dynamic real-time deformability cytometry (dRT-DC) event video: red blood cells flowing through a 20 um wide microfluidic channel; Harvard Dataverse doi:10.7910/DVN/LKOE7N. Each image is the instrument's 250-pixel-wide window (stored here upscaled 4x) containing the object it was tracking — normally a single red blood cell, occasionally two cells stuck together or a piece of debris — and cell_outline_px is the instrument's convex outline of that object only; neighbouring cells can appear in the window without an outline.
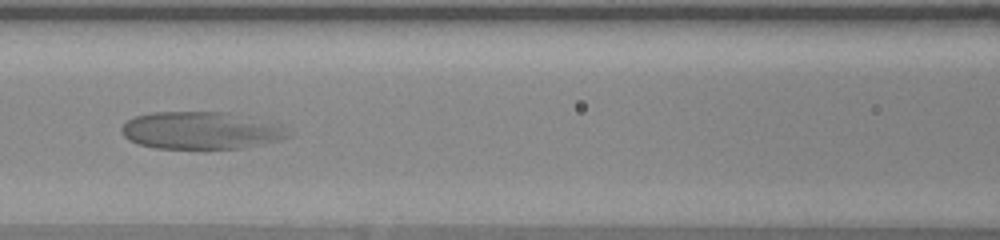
{"species": "human", "species_latin": "Homo sapiens", "temperature_condition": "warm", "stored_images_in_passage": 43, "camera_frame_rate_fps": 3000, "um_per_image_px": 0.085, "donor": {"sex": "female"}, "frame": {"image": 1, "passage_image": 15, "time_ms": 4.667, "image_size_px": [1000, 240], "cell_outline_px": [[296, 132], [292, 136], [276, 140], [240, 148], [156, 148], [136, 144], [128, 140], [124, 136], [120, 128], [128, 120], [136, 116], [152, 112], [228, 112], [248, 116], [280, 124]], "centroid_in_image_um": [17.12, 11.08], "position_along_channel_um": 149.5, "area_um2": 36.53}}
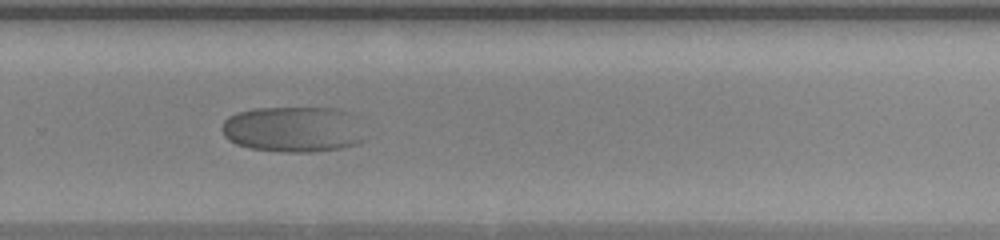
{"frame": {"image": 2, "passage_image": 27, "time_ms": 8.667, "image_size_px": [1000, 240], "cell_outline_px": [[364, 140], [356, 144], [340, 148], [308, 152], [280, 152], [252, 148], [236, 144], [228, 140], [224, 136], [220, 128], [224, 120], [228, 116], [236, 112], [256, 108], [336, 108], [348, 112]], "centroid_in_image_um": [24.8, 10.99], "position_along_channel_um": 305.0, "area_um2": 37.74}}
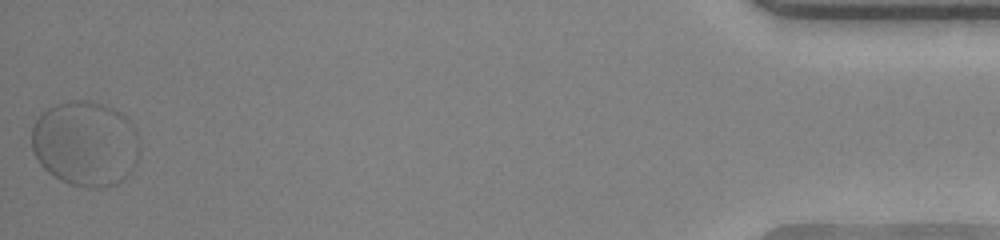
{"frame": {"image": 3, "passage_image": 43, "time_ms": 14.0, "image_size_px": [1000, 240], "cell_outline_px": [[140, 152], [136, 164], [132, 172], [124, 180], [116, 184], [104, 188], [88, 188], [68, 184], [60, 180], [48, 172], [40, 164], [32, 148], [32, 128], [36, 120], [48, 108], [56, 104], [72, 100], [88, 100], [104, 104], [120, 112], [132, 124], [136, 132], [140, 148]], "centroid_in_image_um": [7.29, 12.23], "position_along_channel_um": 427.9, "area_um2": 54.16}}